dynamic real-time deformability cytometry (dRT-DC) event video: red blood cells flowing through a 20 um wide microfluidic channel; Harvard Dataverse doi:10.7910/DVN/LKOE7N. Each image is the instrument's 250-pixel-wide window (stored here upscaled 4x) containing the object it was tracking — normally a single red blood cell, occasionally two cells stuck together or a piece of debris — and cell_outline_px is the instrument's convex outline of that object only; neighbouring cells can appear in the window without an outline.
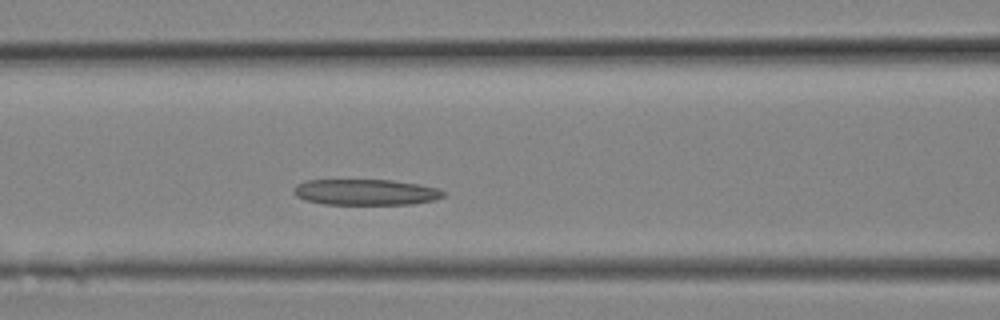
{"species": "Egyptian fruit bat (a non-hibernating species)", "species_latin": "Rousettus aegyptiacus", "temperature_condition": "room temperature", "stored_images_in_passage": 5, "camera_frame_rate_fps": 3000, "um_per_image_px": 0.085, "animal": {"sex": "female"}, "frame": {"image": 1, "passage_image": 5, "time_ms": 1.333, "image_size_px": [1000, 320], "cell_outline_px": [[444, 196], [432, 200], [412, 204], [324, 204], [304, 200], [296, 196], [292, 192], [292, 188], [296, 184], [304, 180], [392, 180], [440, 188], [444, 192]], "centroid_in_image_um": [31.02, 16.33], "position_along_channel_um": 135.6, "area_um2": 22.66}}